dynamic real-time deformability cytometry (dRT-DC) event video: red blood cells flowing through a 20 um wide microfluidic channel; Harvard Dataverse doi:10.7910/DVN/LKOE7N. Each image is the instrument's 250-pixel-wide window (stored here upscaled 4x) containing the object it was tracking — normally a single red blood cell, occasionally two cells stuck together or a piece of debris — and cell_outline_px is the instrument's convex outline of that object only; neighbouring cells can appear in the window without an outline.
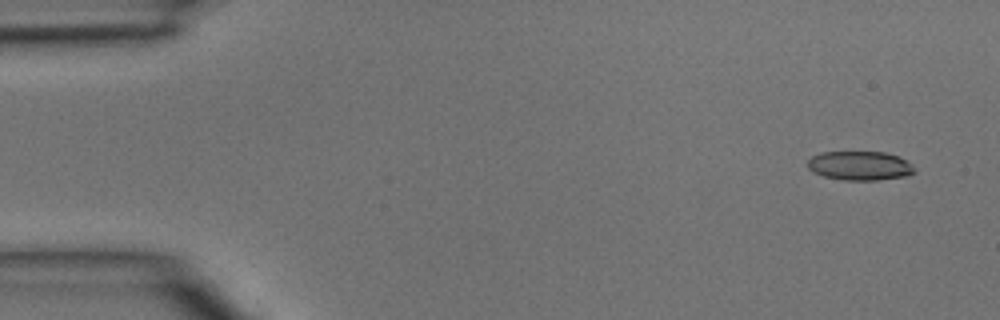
{"species": "common noctule bat (a hibernating species)", "species_latin": "Nyctalus noctula", "temperature_condition": "room temperature", "stored_images_in_passage": 4, "camera_frame_rate_fps": 3000, "um_per_image_px": 0.085, "animal": {"sex": "male", "body_mass_g": 15.6}, "frame": {"image": 1, "passage_image": 1, "time_ms": 0.0, "image_size_px": [1000, 320], "cell_outline_px": [[916, 172], [908, 176], [876, 180], [844, 180], [824, 176], [812, 172], [808, 168], [808, 160], [812, 156], [820, 152], [884, 152], [900, 156]], "centroid_in_image_um": [73.05, 14.08], "position_along_channel_um": 11.9, "area_um2": 18.03}}
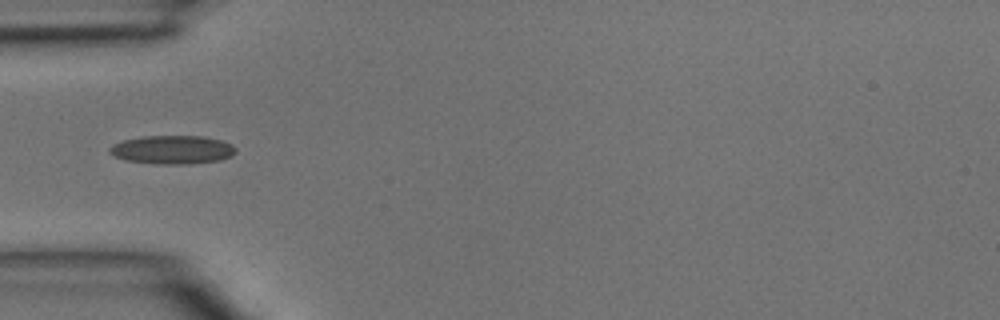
{"frame": {"image": 2, "passage_image": 4, "time_ms": 1.0, "image_size_px": [1000, 320], "cell_outline_px": [[236, 152], [232, 156], [220, 160], [188, 164], [156, 164], [124, 160], [108, 152], [108, 148], [112, 144], [124, 140], [144, 136], [204, 136], [220, 140], [232, 144], [236, 148]], "centroid_in_image_um": [14.66, 12.73], "position_along_channel_um": 70.3, "area_um2": 21.1}}